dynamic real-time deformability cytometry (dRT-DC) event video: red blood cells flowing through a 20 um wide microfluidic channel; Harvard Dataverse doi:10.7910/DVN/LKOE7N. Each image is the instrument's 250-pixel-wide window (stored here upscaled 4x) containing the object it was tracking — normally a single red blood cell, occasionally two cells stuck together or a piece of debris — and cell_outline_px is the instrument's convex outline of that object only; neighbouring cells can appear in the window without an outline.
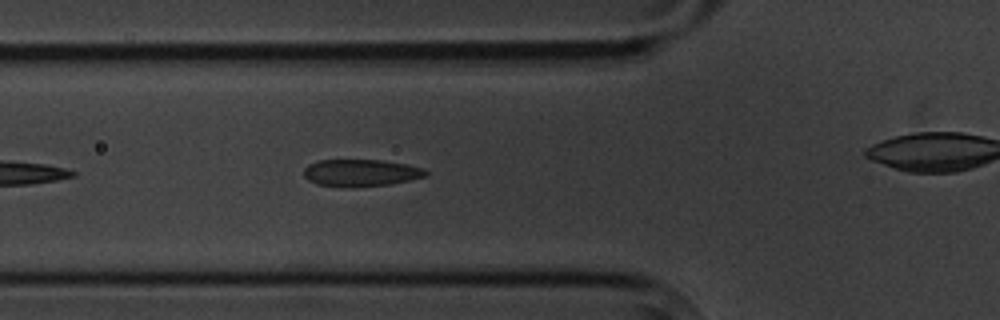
{"species": "common noctule bat (a hibernating species)", "species_latin": "Nyctalus noctula", "temperature_condition": "cold", "stored_images_in_passage": 7, "segment_of_instrument_passage": [1, 2], "camera_frame_rate_fps": 3000, "um_per_image_px": 0.085, "animal": {"sex": "male", "body_mass_g": 20.1, "forearm_length_mm": 53.5}, "frame": {"image": 1, "passage_image": 6, "time_ms": 5.667, "image_size_px": [1000, 320], "cell_outline_px": [[428, 176], [392, 184], [356, 188], [344, 188], [316, 184], [308, 180], [304, 176], [304, 168], [308, 164], [316, 160], [380, 160], [408, 164], [424, 168], [428, 172]], "centroid_in_image_um": [30.67, 14.71], "position_along_channel_um": 95.1, "area_um2": 19.77}}